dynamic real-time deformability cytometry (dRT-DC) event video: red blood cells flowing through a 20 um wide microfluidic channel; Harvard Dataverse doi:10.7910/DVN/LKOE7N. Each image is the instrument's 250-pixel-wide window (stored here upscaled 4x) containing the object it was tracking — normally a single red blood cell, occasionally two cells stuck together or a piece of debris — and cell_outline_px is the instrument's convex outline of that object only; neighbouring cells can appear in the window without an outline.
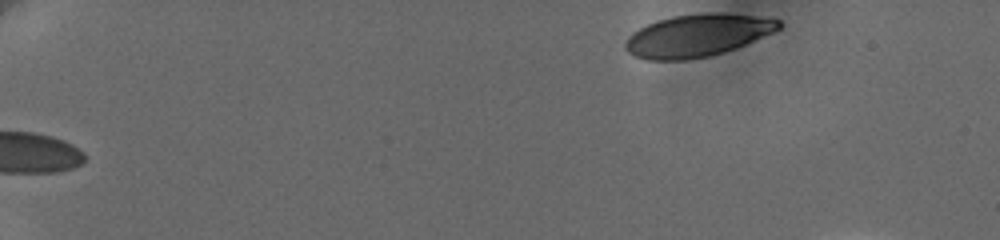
{"species": "human", "species_latin": "Homo sapiens", "temperature_condition": "cold", "stored_images_in_passage": 11, "camera_frame_rate_fps": 3000, "um_per_image_px": 0.085, "donor": {"sex": "female"}, "frame": {"image": 1, "passage_image": 1, "time_ms": 0.0, "image_size_px": [1000, 240], "cell_outline_px": [[784, 24], [780, 28], [772, 32], [736, 48], [724, 52], [708, 56], [684, 60], [648, 60], [636, 56], [628, 52], [624, 48], [624, 44], [628, 36], [632, 32], [656, 20], [672, 16], [704, 12], [720, 12], [752, 16], [780, 20]], "centroid_in_image_um": [59.25, 3.0], "position_along_channel_um": 25.8, "area_um2": 37.86}}